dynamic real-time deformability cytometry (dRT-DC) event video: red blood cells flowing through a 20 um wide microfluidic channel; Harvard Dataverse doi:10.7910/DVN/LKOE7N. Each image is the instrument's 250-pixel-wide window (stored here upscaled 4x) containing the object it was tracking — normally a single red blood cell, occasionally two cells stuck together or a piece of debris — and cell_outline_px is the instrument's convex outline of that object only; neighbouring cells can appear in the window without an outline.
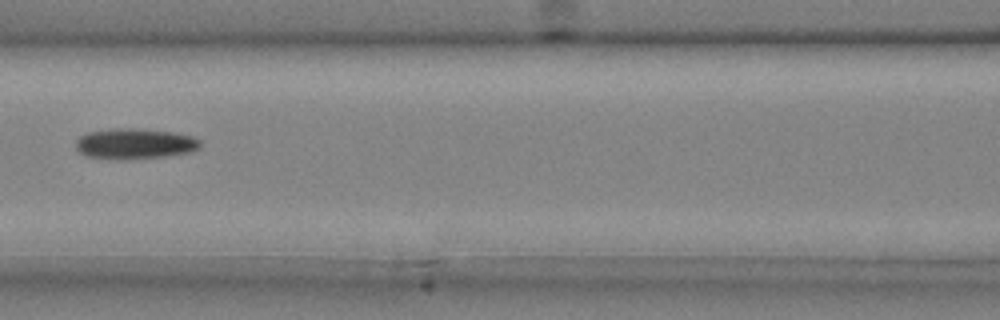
{"species": "common noctule bat (a hibernating species)", "species_latin": "Nyctalus noctula", "temperature_condition": "cold", "stored_images_in_passage": 7, "camera_frame_rate_fps": 3000, "um_per_image_px": 0.085, "animal": {"sex": "male", "body_mass_g": 20.4}, "frame": {"image": 1, "passage_image": 6, "time_ms": 1.667, "image_size_px": [1000, 320], "cell_outline_px": [[200, 148], [192, 152], [164, 156], [88, 156], [80, 152], [76, 148], [76, 140], [80, 136], [88, 132], [112, 128], [140, 128], [172, 132], [192, 136], [200, 140]], "centroid_in_image_um": [11.51, 12.15], "position_along_channel_um": 155.1, "area_um2": 21.15}}
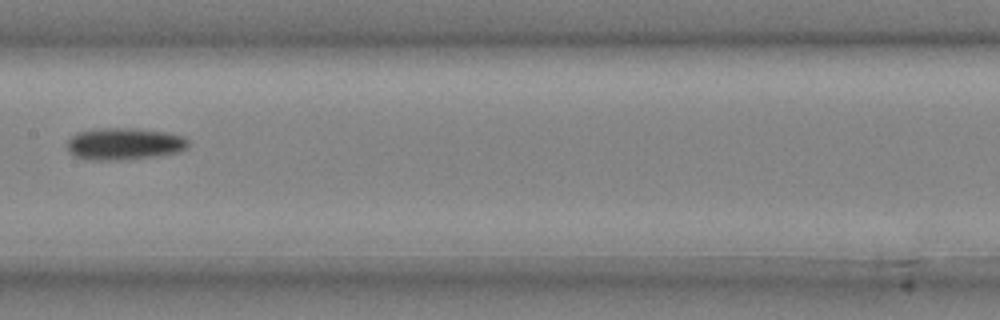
{"frame": {"image": 2, "passage_image": 7, "time_ms": 2.0, "image_size_px": [1000, 320], "cell_outline_px": [[188, 148], [180, 152], [160, 156], [124, 160], [88, 160], [72, 156], [68, 152], [68, 140], [72, 136], [80, 132], [104, 128], [128, 128], [164, 132], [184, 136], [188, 140]], "centroid_in_image_um": [10.58, 12.25], "position_along_channel_um": 196.8, "area_um2": 22.72}}